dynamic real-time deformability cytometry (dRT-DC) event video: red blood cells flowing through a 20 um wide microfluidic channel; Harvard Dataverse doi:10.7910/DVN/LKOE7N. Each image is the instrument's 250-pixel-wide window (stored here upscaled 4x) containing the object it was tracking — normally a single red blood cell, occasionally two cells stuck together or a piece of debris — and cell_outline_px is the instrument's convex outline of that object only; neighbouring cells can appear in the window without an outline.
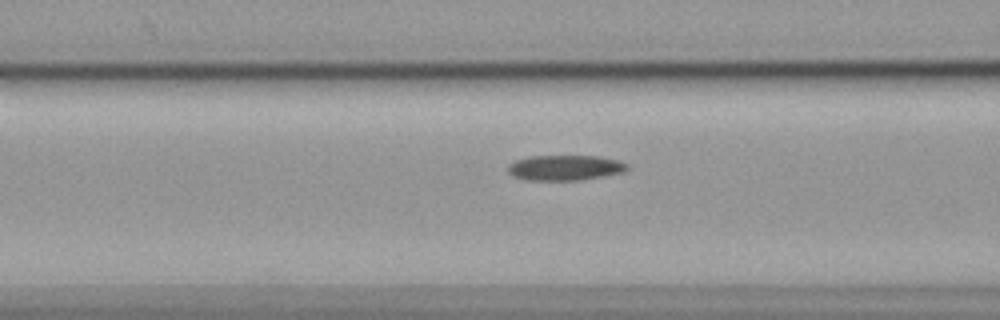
{"species": "common noctule bat (a hibernating species)", "species_latin": "Nyctalus noctula", "temperature_condition": "cold", "stored_images_in_passage": 8, "camera_frame_rate_fps": 3000, "um_per_image_px": 0.085, "animal": {"sex": "female", "body_mass_g": 19.9}, "frame": {"image": 1, "passage_image": 6, "time_ms": 1.667, "image_size_px": [1000, 320], "cell_outline_px": [[628, 168], [624, 172], [580, 180], [524, 180], [512, 176], [508, 172], [508, 164], [516, 160], [528, 156], [600, 156], [616, 160], [628, 164]], "centroid_in_image_um": [47.99, 14.25], "position_along_channel_um": 118.6, "area_um2": 17.63}}